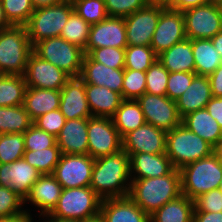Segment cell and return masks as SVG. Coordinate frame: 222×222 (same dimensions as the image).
Wrapping results in <instances>:
<instances>
[{
	"instance_id": "41",
	"label": "cell",
	"mask_w": 222,
	"mask_h": 222,
	"mask_svg": "<svg viewBox=\"0 0 222 222\" xmlns=\"http://www.w3.org/2000/svg\"><path fill=\"white\" fill-rule=\"evenodd\" d=\"M146 91V73L132 69H124L122 85L123 100H137Z\"/></svg>"
},
{
	"instance_id": "54",
	"label": "cell",
	"mask_w": 222,
	"mask_h": 222,
	"mask_svg": "<svg viewBox=\"0 0 222 222\" xmlns=\"http://www.w3.org/2000/svg\"><path fill=\"white\" fill-rule=\"evenodd\" d=\"M0 222H32V217L29 212L26 210L25 212L15 215L12 217L1 218Z\"/></svg>"
},
{
	"instance_id": "50",
	"label": "cell",
	"mask_w": 222,
	"mask_h": 222,
	"mask_svg": "<svg viewBox=\"0 0 222 222\" xmlns=\"http://www.w3.org/2000/svg\"><path fill=\"white\" fill-rule=\"evenodd\" d=\"M205 108L222 128V97H212Z\"/></svg>"
},
{
	"instance_id": "26",
	"label": "cell",
	"mask_w": 222,
	"mask_h": 222,
	"mask_svg": "<svg viewBox=\"0 0 222 222\" xmlns=\"http://www.w3.org/2000/svg\"><path fill=\"white\" fill-rule=\"evenodd\" d=\"M182 124L215 150L219 147L222 141V128L206 108L185 115L182 118Z\"/></svg>"
},
{
	"instance_id": "19",
	"label": "cell",
	"mask_w": 222,
	"mask_h": 222,
	"mask_svg": "<svg viewBox=\"0 0 222 222\" xmlns=\"http://www.w3.org/2000/svg\"><path fill=\"white\" fill-rule=\"evenodd\" d=\"M59 110L66 120L92 117L85 83L80 77H71L60 90Z\"/></svg>"
},
{
	"instance_id": "7",
	"label": "cell",
	"mask_w": 222,
	"mask_h": 222,
	"mask_svg": "<svg viewBox=\"0 0 222 222\" xmlns=\"http://www.w3.org/2000/svg\"><path fill=\"white\" fill-rule=\"evenodd\" d=\"M73 12V3L70 1L36 8L25 25L32 46L47 38L60 36L64 25Z\"/></svg>"
},
{
	"instance_id": "16",
	"label": "cell",
	"mask_w": 222,
	"mask_h": 222,
	"mask_svg": "<svg viewBox=\"0 0 222 222\" xmlns=\"http://www.w3.org/2000/svg\"><path fill=\"white\" fill-rule=\"evenodd\" d=\"M167 132L145 123L122 138V149L130 156L137 153H166Z\"/></svg>"
},
{
	"instance_id": "18",
	"label": "cell",
	"mask_w": 222,
	"mask_h": 222,
	"mask_svg": "<svg viewBox=\"0 0 222 222\" xmlns=\"http://www.w3.org/2000/svg\"><path fill=\"white\" fill-rule=\"evenodd\" d=\"M42 174L24 158L12 163L0 164V186L10 187L25 199L33 184Z\"/></svg>"
},
{
	"instance_id": "47",
	"label": "cell",
	"mask_w": 222,
	"mask_h": 222,
	"mask_svg": "<svg viewBox=\"0 0 222 222\" xmlns=\"http://www.w3.org/2000/svg\"><path fill=\"white\" fill-rule=\"evenodd\" d=\"M196 75L189 72H169L166 96L176 101L188 89Z\"/></svg>"
},
{
	"instance_id": "60",
	"label": "cell",
	"mask_w": 222,
	"mask_h": 222,
	"mask_svg": "<svg viewBox=\"0 0 222 222\" xmlns=\"http://www.w3.org/2000/svg\"><path fill=\"white\" fill-rule=\"evenodd\" d=\"M215 151L220 155V158L222 159V141Z\"/></svg>"
},
{
	"instance_id": "5",
	"label": "cell",
	"mask_w": 222,
	"mask_h": 222,
	"mask_svg": "<svg viewBox=\"0 0 222 222\" xmlns=\"http://www.w3.org/2000/svg\"><path fill=\"white\" fill-rule=\"evenodd\" d=\"M215 149L182 123L167 132L166 155L175 169L210 156Z\"/></svg>"
},
{
	"instance_id": "38",
	"label": "cell",
	"mask_w": 222,
	"mask_h": 222,
	"mask_svg": "<svg viewBox=\"0 0 222 222\" xmlns=\"http://www.w3.org/2000/svg\"><path fill=\"white\" fill-rule=\"evenodd\" d=\"M25 151L23 134L7 133L0 135V164H10L23 158Z\"/></svg>"
},
{
	"instance_id": "49",
	"label": "cell",
	"mask_w": 222,
	"mask_h": 222,
	"mask_svg": "<svg viewBox=\"0 0 222 222\" xmlns=\"http://www.w3.org/2000/svg\"><path fill=\"white\" fill-rule=\"evenodd\" d=\"M193 201L194 211L222 212V192L218 188L199 195Z\"/></svg>"
},
{
	"instance_id": "44",
	"label": "cell",
	"mask_w": 222,
	"mask_h": 222,
	"mask_svg": "<svg viewBox=\"0 0 222 222\" xmlns=\"http://www.w3.org/2000/svg\"><path fill=\"white\" fill-rule=\"evenodd\" d=\"M25 150L37 151L48 147H53L56 137L46 131L39 129L32 124L29 129L23 133Z\"/></svg>"
},
{
	"instance_id": "36",
	"label": "cell",
	"mask_w": 222,
	"mask_h": 222,
	"mask_svg": "<svg viewBox=\"0 0 222 222\" xmlns=\"http://www.w3.org/2000/svg\"><path fill=\"white\" fill-rule=\"evenodd\" d=\"M90 28L91 25L74 11L69 16L60 36L69 43L83 49L86 54V45L89 39Z\"/></svg>"
},
{
	"instance_id": "57",
	"label": "cell",
	"mask_w": 222,
	"mask_h": 222,
	"mask_svg": "<svg viewBox=\"0 0 222 222\" xmlns=\"http://www.w3.org/2000/svg\"><path fill=\"white\" fill-rule=\"evenodd\" d=\"M211 41L215 48L217 49L218 53L222 57V31L217 33L214 37L211 38Z\"/></svg>"
},
{
	"instance_id": "4",
	"label": "cell",
	"mask_w": 222,
	"mask_h": 222,
	"mask_svg": "<svg viewBox=\"0 0 222 222\" xmlns=\"http://www.w3.org/2000/svg\"><path fill=\"white\" fill-rule=\"evenodd\" d=\"M32 52L26 26L0 30V74L23 76Z\"/></svg>"
},
{
	"instance_id": "46",
	"label": "cell",
	"mask_w": 222,
	"mask_h": 222,
	"mask_svg": "<svg viewBox=\"0 0 222 222\" xmlns=\"http://www.w3.org/2000/svg\"><path fill=\"white\" fill-rule=\"evenodd\" d=\"M109 17H126L148 5L147 0H104Z\"/></svg>"
},
{
	"instance_id": "56",
	"label": "cell",
	"mask_w": 222,
	"mask_h": 222,
	"mask_svg": "<svg viewBox=\"0 0 222 222\" xmlns=\"http://www.w3.org/2000/svg\"><path fill=\"white\" fill-rule=\"evenodd\" d=\"M149 5L170 8L174 10V0H147Z\"/></svg>"
},
{
	"instance_id": "27",
	"label": "cell",
	"mask_w": 222,
	"mask_h": 222,
	"mask_svg": "<svg viewBox=\"0 0 222 222\" xmlns=\"http://www.w3.org/2000/svg\"><path fill=\"white\" fill-rule=\"evenodd\" d=\"M85 91L92 117L111 118L123 101L120 93L104 86L85 84Z\"/></svg>"
},
{
	"instance_id": "14",
	"label": "cell",
	"mask_w": 222,
	"mask_h": 222,
	"mask_svg": "<svg viewBox=\"0 0 222 222\" xmlns=\"http://www.w3.org/2000/svg\"><path fill=\"white\" fill-rule=\"evenodd\" d=\"M186 39L183 12L164 8L160 14L151 47L158 56L174 44Z\"/></svg>"
},
{
	"instance_id": "17",
	"label": "cell",
	"mask_w": 222,
	"mask_h": 222,
	"mask_svg": "<svg viewBox=\"0 0 222 222\" xmlns=\"http://www.w3.org/2000/svg\"><path fill=\"white\" fill-rule=\"evenodd\" d=\"M126 25L123 17H107L103 21L91 25L86 54L102 47L126 48Z\"/></svg>"
},
{
	"instance_id": "55",
	"label": "cell",
	"mask_w": 222,
	"mask_h": 222,
	"mask_svg": "<svg viewBox=\"0 0 222 222\" xmlns=\"http://www.w3.org/2000/svg\"><path fill=\"white\" fill-rule=\"evenodd\" d=\"M33 7L40 8V7H47L53 6L57 4H61L64 0H31Z\"/></svg>"
},
{
	"instance_id": "40",
	"label": "cell",
	"mask_w": 222,
	"mask_h": 222,
	"mask_svg": "<svg viewBox=\"0 0 222 222\" xmlns=\"http://www.w3.org/2000/svg\"><path fill=\"white\" fill-rule=\"evenodd\" d=\"M74 11L88 24H97L108 17L104 0H74Z\"/></svg>"
},
{
	"instance_id": "31",
	"label": "cell",
	"mask_w": 222,
	"mask_h": 222,
	"mask_svg": "<svg viewBox=\"0 0 222 222\" xmlns=\"http://www.w3.org/2000/svg\"><path fill=\"white\" fill-rule=\"evenodd\" d=\"M192 52L195 61V73L199 76L211 75L222 64V57L211 39L192 40Z\"/></svg>"
},
{
	"instance_id": "30",
	"label": "cell",
	"mask_w": 222,
	"mask_h": 222,
	"mask_svg": "<svg viewBox=\"0 0 222 222\" xmlns=\"http://www.w3.org/2000/svg\"><path fill=\"white\" fill-rule=\"evenodd\" d=\"M194 201L181 194L150 215V222H193Z\"/></svg>"
},
{
	"instance_id": "37",
	"label": "cell",
	"mask_w": 222,
	"mask_h": 222,
	"mask_svg": "<svg viewBox=\"0 0 222 222\" xmlns=\"http://www.w3.org/2000/svg\"><path fill=\"white\" fill-rule=\"evenodd\" d=\"M157 60V55L151 46L128 45L125 48L124 69L146 72V70Z\"/></svg>"
},
{
	"instance_id": "39",
	"label": "cell",
	"mask_w": 222,
	"mask_h": 222,
	"mask_svg": "<svg viewBox=\"0 0 222 222\" xmlns=\"http://www.w3.org/2000/svg\"><path fill=\"white\" fill-rule=\"evenodd\" d=\"M5 17L11 25L25 26L35 8L31 0H0Z\"/></svg>"
},
{
	"instance_id": "52",
	"label": "cell",
	"mask_w": 222,
	"mask_h": 222,
	"mask_svg": "<svg viewBox=\"0 0 222 222\" xmlns=\"http://www.w3.org/2000/svg\"><path fill=\"white\" fill-rule=\"evenodd\" d=\"M193 222H222V212L194 211Z\"/></svg>"
},
{
	"instance_id": "1",
	"label": "cell",
	"mask_w": 222,
	"mask_h": 222,
	"mask_svg": "<svg viewBox=\"0 0 222 222\" xmlns=\"http://www.w3.org/2000/svg\"><path fill=\"white\" fill-rule=\"evenodd\" d=\"M130 184L129 155L123 149L95 159L90 188L102 200L128 196Z\"/></svg>"
},
{
	"instance_id": "13",
	"label": "cell",
	"mask_w": 222,
	"mask_h": 222,
	"mask_svg": "<svg viewBox=\"0 0 222 222\" xmlns=\"http://www.w3.org/2000/svg\"><path fill=\"white\" fill-rule=\"evenodd\" d=\"M163 9L164 7L148 4L145 8L124 17L127 44L150 46Z\"/></svg>"
},
{
	"instance_id": "64",
	"label": "cell",
	"mask_w": 222,
	"mask_h": 222,
	"mask_svg": "<svg viewBox=\"0 0 222 222\" xmlns=\"http://www.w3.org/2000/svg\"><path fill=\"white\" fill-rule=\"evenodd\" d=\"M221 192H222V179L220 181V185H219V188H218Z\"/></svg>"
},
{
	"instance_id": "21",
	"label": "cell",
	"mask_w": 222,
	"mask_h": 222,
	"mask_svg": "<svg viewBox=\"0 0 222 222\" xmlns=\"http://www.w3.org/2000/svg\"><path fill=\"white\" fill-rule=\"evenodd\" d=\"M100 216L105 222H150V216L129 196L103 199Z\"/></svg>"
},
{
	"instance_id": "8",
	"label": "cell",
	"mask_w": 222,
	"mask_h": 222,
	"mask_svg": "<svg viewBox=\"0 0 222 222\" xmlns=\"http://www.w3.org/2000/svg\"><path fill=\"white\" fill-rule=\"evenodd\" d=\"M33 52L70 77H80L85 52L61 36L47 38L36 43L33 46Z\"/></svg>"
},
{
	"instance_id": "62",
	"label": "cell",
	"mask_w": 222,
	"mask_h": 222,
	"mask_svg": "<svg viewBox=\"0 0 222 222\" xmlns=\"http://www.w3.org/2000/svg\"><path fill=\"white\" fill-rule=\"evenodd\" d=\"M208 3H215V4H219L221 5L222 4V0H207Z\"/></svg>"
},
{
	"instance_id": "24",
	"label": "cell",
	"mask_w": 222,
	"mask_h": 222,
	"mask_svg": "<svg viewBox=\"0 0 222 222\" xmlns=\"http://www.w3.org/2000/svg\"><path fill=\"white\" fill-rule=\"evenodd\" d=\"M131 179L156 178L169 174L173 165L169 157L164 154L137 153L129 156ZM132 173L133 177H132ZM137 174V176H136Z\"/></svg>"
},
{
	"instance_id": "63",
	"label": "cell",
	"mask_w": 222,
	"mask_h": 222,
	"mask_svg": "<svg viewBox=\"0 0 222 222\" xmlns=\"http://www.w3.org/2000/svg\"><path fill=\"white\" fill-rule=\"evenodd\" d=\"M44 222H46V221H44ZM47 222H58V218H51V219L48 218Z\"/></svg>"
},
{
	"instance_id": "59",
	"label": "cell",
	"mask_w": 222,
	"mask_h": 222,
	"mask_svg": "<svg viewBox=\"0 0 222 222\" xmlns=\"http://www.w3.org/2000/svg\"><path fill=\"white\" fill-rule=\"evenodd\" d=\"M85 222H105V221L101 218V216H98V217H96L94 219L87 220Z\"/></svg>"
},
{
	"instance_id": "6",
	"label": "cell",
	"mask_w": 222,
	"mask_h": 222,
	"mask_svg": "<svg viewBox=\"0 0 222 222\" xmlns=\"http://www.w3.org/2000/svg\"><path fill=\"white\" fill-rule=\"evenodd\" d=\"M101 201L90 186L62 189L57 206L45 217L85 222L100 216Z\"/></svg>"
},
{
	"instance_id": "9",
	"label": "cell",
	"mask_w": 222,
	"mask_h": 222,
	"mask_svg": "<svg viewBox=\"0 0 222 222\" xmlns=\"http://www.w3.org/2000/svg\"><path fill=\"white\" fill-rule=\"evenodd\" d=\"M186 38L211 39L222 31V8L215 3L189 8L183 11Z\"/></svg>"
},
{
	"instance_id": "25",
	"label": "cell",
	"mask_w": 222,
	"mask_h": 222,
	"mask_svg": "<svg viewBox=\"0 0 222 222\" xmlns=\"http://www.w3.org/2000/svg\"><path fill=\"white\" fill-rule=\"evenodd\" d=\"M212 97L208 76L196 75L188 89L176 100L179 115L183 118L189 113L204 109Z\"/></svg>"
},
{
	"instance_id": "43",
	"label": "cell",
	"mask_w": 222,
	"mask_h": 222,
	"mask_svg": "<svg viewBox=\"0 0 222 222\" xmlns=\"http://www.w3.org/2000/svg\"><path fill=\"white\" fill-rule=\"evenodd\" d=\"M94 61L113 69H124L125 48L102 47L93 49L88 54Z\"/></svg>"
},
{
	"instance_id": "10",
	"label": "cell",
	"mask_w": 222,
	"mask_h": 222,
	"mask_svg": "<svg viewBox=\"0 0 222 222\" xmlns=\"http://www.w3.org/2000/svg\"><path fill=\"white\" fill-rule=\"evenodd\" d=\"M122 150V138L109 117L88 118V154L98 159Z\"/></svg>"
},
{
	"instance_id": "3",
	"label": "cell",
	"mask_w": 222,
	"mask_h": 222,
	"mask_svg": "<svg viewBox=\"0 0 222 222\" xmlns=\"http://www.w3.org/2000/svg\"><path fill=\"white\" fill-rule=\"evenodd\" d=\"M181 193L194 200L199 195L219 188L222 179V159L215 151L206 158L180 169Z\"/></svg>"
},
{
	"instance_id": "33",
	"label": "cell",
	"mask_w": 222,
	"mask_h": 222,
	"mask_svg": "<svg viewBox=\"0 0 222 222\" xmlns=\"http://www.w3.org/2000/svg\"><path fill=\"white\" fill-rule=\"evenodd\" d=\"M26 89L24 76L0 74V106L23 105Z\"/></svg>"
},
{
	"instance_id": "23",
	"label": "cell",
	"mask_w": 222,
	"mask_h": 222,
	"mask_svg": "<svg viewBox=\"0 0 222 222\" xmlns=\"http://www.w3.org/2000/svg\"><path fill=\"white\" fill-rule=\"evenodd\" d=\"M62 192L61 184L52 174H44L31 187L24 203L29 201L40 208V216L49 215L57 206Z\"/></svg>"
},
{
	"instance_id": "48",
	"label": "cell",
	"mask_w": 222,
	"mask_h": 222,
	"mask_svg": "<svg viewBox=\"0 0 222 222\" xmlns=\"http://www.w3.org/2000/svg\"><path fill=\"white\" fill-rule=\"evenodd\" d=\"M65 121V116L61 113V111L59 109H55L39 116L33 121V124L39 129H42L57 137L60 130L64 126Z\"/></svg>"
},
{
	"instance_id": "51",
	"label": "cell",
	"mask_w": 222,
	"mask_h": 222,
	"mask_svg": "<svg viewBox=\"0 0 222 222\" xmlns=\"http://www.w3.org/2000/svg\"><path fill=\"white\" fill-rule=\"evenodd\" d=\"M213 97H222V64L208 76Z\"/></svg>"
},
{
	"instance_id": "34",
	"label": "cell",
	"mask_w": 222,
	"mask_h": 222,
	"mask_svg": "<svg viewBox=\"0 0 222 222\" xmlns=\"http://www.w3.org/2000/svg\"><path fill=\"white\" fill-rule=\"evenodd\" d=\"M33 124V120L25 110L24 105L0 106V133L23 134Z\"/></svg>"
},
{
	"instance_id": "45",
	"label": "cell",
	"mask_w": 222,
	"mask_h": 222,
	"mask_svg": "<svg viewBox=\"0 0 222 222\" xmlns=\"http://www.w3.org/2000/svg\"><path fill=\"white\" fill-rule=\"evenodd\" d=\"M22 204H24V199L10 187L0 186V219L25 212L21 207Z\"/></svg>"
},
{
	"instance_id": "2",
	"label": "cell",
	"mask_w": 222,
	"mask_h": 222,
	"mask_svg": "<svg viewBox=\"0 0 222 222\" xmlns=\"http://www.w3.org/2000/svg\"><path fill=\"white\" fill-rule=\"evenodd\" d=\"M181 194V173L174 168L161 177L131 179L128 196L150 216Z\"/></svg>"
},
{
	"instance_id": "53",
	"label": "cell",
	"mask_w": 222,
	"mask_h": 222,
	"mask_svg": "<svg viewBox=\"0 0 222 222\" xmlns=\"http://www.w3.org/2000/svg\"><path fill=\"white\" fill-rule=\"evenodd\" d=\"M207 0H174V10L185 11L189 8L207 4Z\"/></svg>"
},
{
	"instance_id": "28",
	"label": "cell",
	"mask_w": 222,
	"mask_h": 222,
	"mask_svg": "<svg viewBox=\"0 0 222 222\" xmlns=\"http://www.w3.org/2000/svg\"><path fill=\"white\" fill-rule=\"evenodd\" d=\"M160 63L169 72L195 73V61L192 52V40L185 39L174 44L157 56Z\"/></svg>"
},
{
	"instance_id": "42",
	"label": "cell",
	"mask_w": 222,
	"mask_h": 222,
	"mask_svg": "<svg viewBox=\"0 0 222 222\" xmlns=\"http://www.w3.org/2000/svg\"><path fill=\"white\" fill-rule=\"evenodd\" d=\"M145 73H146L145 93H150L159 96L166 95L169 71L160 63V61L157 59L146 70Z\"/></svg>"
},
{
	"instance_id": "61",
	"label": "cell",
	"mask_w": 222,
	"mask_h": 222,
	"mask_svg": "<svg viewBox=\"0 0 222 222\" xmlns=\"http://www.w3.org/2000/svg\"><path fill=\"white\" fill-rule=\"evenodd\" d=\"M58 222H82L79 220H70V219H58Z\"/></svg>"
},
{
	"instance_id": "58",
	"label": "cell",
	"mask_w": 222,
	"mask_h": 222,
	"mask_svg": "<svg viewBox=\"0 0 222 222\" xmlns=\"http://www.w3.org/2000/svg\"><path fill=\"white\" fill-rule=\"evenodd\" d=\"M11 26L12 25L8 22V20L5 17L4 9L0 1V30L10 28Z\"/></svg>"
},
{
	"instance_id": "20",
	"label": "cell",
	"mask_w": 222,
	"mask_h": 222,
	"mask_svg": "<svg viewBox=\"0 0 222 222\" xmlns=\"http://www.w3.org/2000/svg\"><path fill=\"white\" fill-rule=\"evenodd\" d=\"M56 142L61 154L88 155V118L66 120Z\"/></svg>"
},
{
	"instance_id": "32",
	"label": "cell",
	"mask_w": 222,
	"mask_h": 222,
	"mask_svg": "<svg viewBox=\"0 0 222 222\" xmlns=\"http://www.w3.org/2000/svg\"><path fill=\"white\" fill-rule=\"evenodd\" d=\"M111 119L121 138L146 123L137 100H123Z\"/></svg>"
},
{
	"instance_id": "22",
	"label": "cell",
	"mask_w": 222,
	"mask_h": 222,
	"mask_svg": "<svg viewBox=\"0 0 222 222\" xmlns=\"http://www.w3.org/2000/svg\"><path fill=\"white\" fill-rule=\"evenodd\" d=\"M80 78L85 84L104 86L122 96L124 69L110 68L94 61L88 54H85Z\"/></svg>"
},
{
	"instance_id": "11",
	"label": "cell",
	"mask_w": 222,
	"mask_h": 222,
	"mask_svg": "<svg viewBox=\"0 0 222 222\" xmlns=\"http://www.w3.org/2000/svg\"><path fill=\"white\" fill-rule=\"evenodd\" d=\"M95 159L88 155L61 154L53 176L62 189L90 186Z\"/></svg>"
},
{
	"instance_id": "12",
	"label": "cell",
	"mask_w": 222,
	"mask_h": 222,
	"mask_svg": "<svg viewBox=\"0 0 222 222\" xmlns=\"http://www.w3.org/2000/svg\"><path fill=\"white\" fill-rule=\"evenodd\" d=\"M144 114L145 122L166 132L182 123L176 101L166 95L144 93L137 99Z\"/></svg>"
},
{
	"instance_id": "35",
	"label": "cell",
	"mask_w": 222,
	"mask_h": 222,
	"mask_svg": "<svg viewBox=\"0 0 222 222\" xmlns=\"http://www.w3.org/2000/svg\"><path fill=\"white\" fill-rule=\"evenodd\" d=\"M60 156L61 151L56 143L53 147L37 151L26 150L23 158L28 164L35 167L42 175H44L53 174Z\"/></svg>"
},
{
	"instance_id": "15",
	"label": "cell",
	"mask_w": 222,
	"mask_h": 222,
	"mask_svg": "<svg viewBox=\"0 0 222 222\" xmlns=\"http://www.w3.org/2000/svg\"><path fill=\"white\" fill-rule=\"evenodd\" d=\"M27 87L61 90L71 78L57 66L31 53L24 73Z\"/></svg>"
},
{
	"instance_id": "29",
	"label": "cell",
	"mask_w": 222,
	"mask_h": 222,
	"mask_svg": "<svg viewBox=\"0 0 222 222\" xmlns=\"http://www.w3.org/2000/svg\"><path fill=\"white\" fill-rule=\"evenodd\" d=\"M23 105L34 121L43 114L59 109L60 90L27 87Z\"/></svg>"
}]
</instances>
